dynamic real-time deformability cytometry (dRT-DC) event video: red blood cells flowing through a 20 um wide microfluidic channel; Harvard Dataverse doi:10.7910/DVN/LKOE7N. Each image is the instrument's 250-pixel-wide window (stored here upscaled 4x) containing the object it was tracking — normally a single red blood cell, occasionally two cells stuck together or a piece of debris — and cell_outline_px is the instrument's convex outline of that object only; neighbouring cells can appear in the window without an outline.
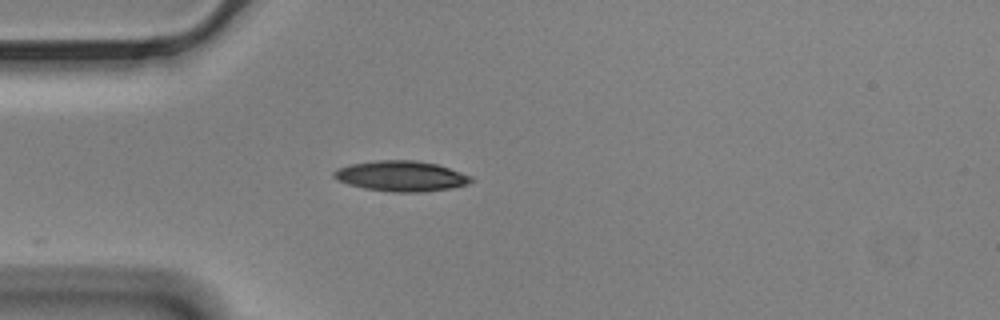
{"species": "Egyptian fruit bat (a non-hibernating species)", "species_latin": "Rousettus aegyptiacus", "temperature_condition": "cold", "stored_images_in_passage": 43, "camera_frame_rate_fps": 3000, "um_per_image_px": 0.085, "animal": {"sex": "male"}, "frame": {"image": 1, "passage_image": 1, "time_ms": 0.0, "image_size_px": [1000, 320], "cell_outline_px": [[476, 180], [468, 184], [448, 188], [424, 192], [392, 192], [364, 188], [348, 184], [336, 180], [332, 176], [332, 172], [340, 168], [352, 164], [376, 160], [416, 160], [436, 164], [472, 176]], "centroid_in_image_um": [34.1, 14.97], "position_along_channel_um": 50.9, "area_um2": 24.28}}
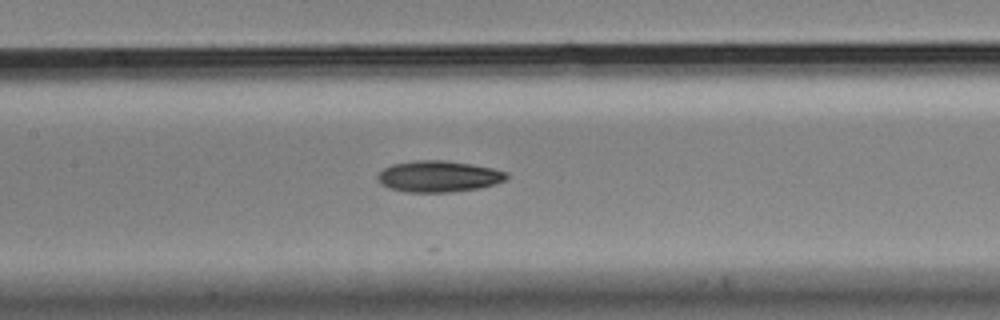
{"frame": {"image": 2, "passage_image": 12, "time_ms": 3.667, "image_size_px": [1000, 320], "cell_outline_px": [[508, 176], [504, 180], [496, 184], [480, 188], [452, 192], [404, 192], [388, 188], [380, 184], [376, 180], [376, 176], [384, 168], [392, 164], [416, 160], [444, 160], [472, 164], [492, 168], [508, 172]], "centroid_in_image_um": [37.25, 15.0], "position_along_channel_um": 170.1, "area_um2": 23.76}}
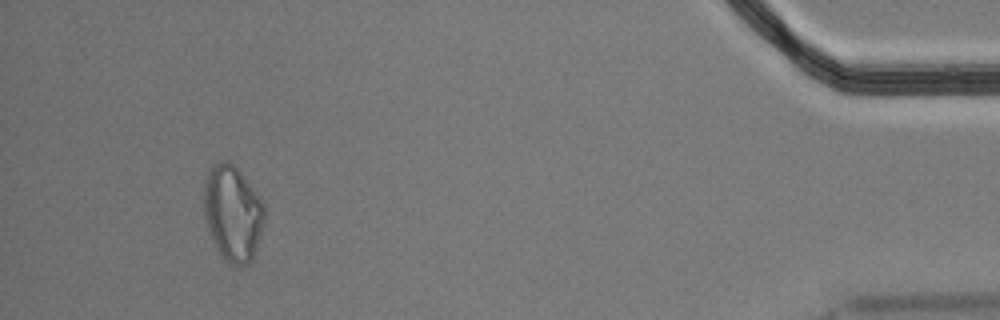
{"frame": {"image": 3, "passage_image": 39, "time_ms": 12.667, "image_size_px": [1000, 320], "cell_outline_px": [[264, 220], [252, 260], [248, 264], [232, 264], [224, 260], [216, 248], [208, 232], [204, 216], [204, 184], [208, 172], [212, 164], [220, 160], [228, 160], [240, 172], [264, 204]], "centroid_in_image_um": [19.74, 18.11], "position_along_channel_um": 415.5, "area_um2": 33.47}, "authors_computed_cell_mechanics": {"area_um2": 23.5824, "velocity_mm_per_s": 3.4729, "shape_relaxation_time_tau1_ms": 8.6714, "shape_relaxation_time_tau2_ms": null, "deformation_change_tau1": 0.1648, "deformation_change_tau2": null}}